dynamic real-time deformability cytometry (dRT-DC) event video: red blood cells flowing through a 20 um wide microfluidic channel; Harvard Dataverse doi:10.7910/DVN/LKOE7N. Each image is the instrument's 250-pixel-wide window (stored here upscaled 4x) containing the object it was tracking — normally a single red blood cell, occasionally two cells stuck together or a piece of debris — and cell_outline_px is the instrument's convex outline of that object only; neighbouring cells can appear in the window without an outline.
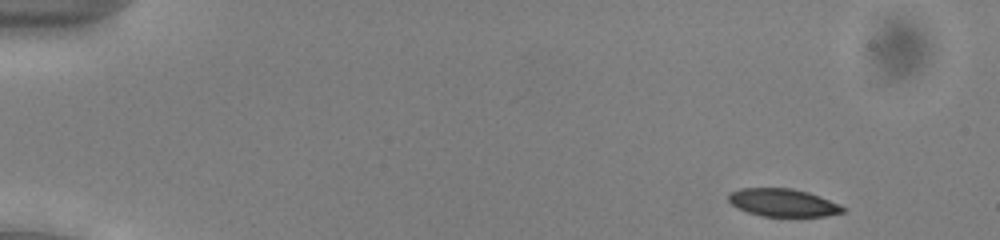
{"species": "common noctule bat (a hibernating species)", "species_latin": "Nyctalus noctula", "temperature_condition": "cold", "stored_images_in_passage": 48, "camera_frame_rate_fps": 3000, "um_per_image_px": 0.085, "animal": {"sex": "male", "body_mass_g": 13.0, "forearm_length_mm": 53.1}, "frame": {"image": 1, "passage_image": 1, "time_ms": 0.0, "image_size_px": [1000, 240], "cell_outline_px": [[848, 208], [844, 212], [828, 216], [764, 216], [748, 212], [736, 208], [728, 200], [728, 192], [740, 188], [792, 188], [808, 192], [820, 196], [840, 204]], "centroid_in_image_um": [66.57, 17.22], "position_along_channel_um": 18.4, "area_um2": 18.73}}
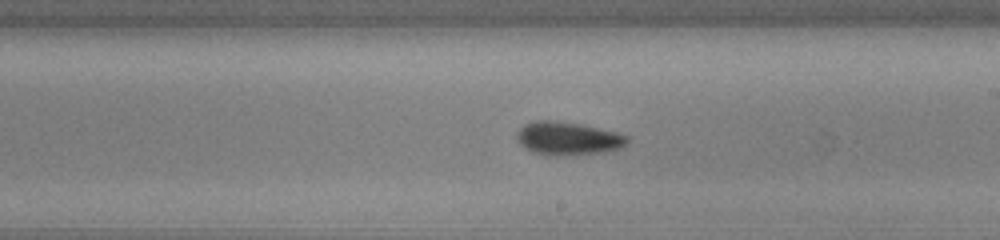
{"frame": {"image": 2, "passage_image": 27, "time_ms": 8.667, "image_size_px": [1000, 240], "cell_outline_px": [[628, 140], [620, 148], [604, 152], [556, 156], [548, 156], [532, 152], [524, 148], [516, 140], [516, 132], [524, 124], [536, 120], [552, 120], [576, 124], [616, 132], [628, 136]], "centroid_in_image_um": [48.19, 11.78], "position_along_channel_um": 240.8, "area_um2": 21.27}}
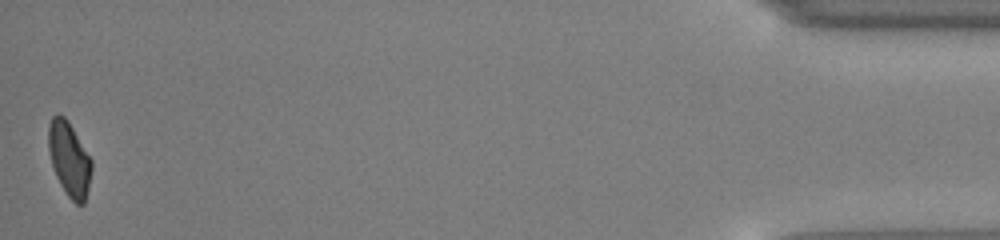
{"frame": {"image": 3, "passage_image": 48, "time_ms": 15.667, "image_size_px": [1000, 240], "cell_outline_px": [[92, 168], [88, 188], [84, 204], [76, 204], [68, 196], [60, 184], [56, 176], [52, 164], [48, 148], [48, 124], [52, 116], [64, 116], [68, 120], [92, 160]], "centroid_in_image_um": [5.88, 13.52], "position_along_channel_um": 429.3, "area_um2": 18.55}, "authors_computed_cell_mechanics": {"area_um2": 19.9699, "velocity_mm_per_s": 3.9336, "shape_relaxation_time_tau1_ms": 2.9773, "shape_relaxation_time_tau2_ms": 5.0989, "deformation_change_tau1": 0.1, "deformation_change_tau2": 0.1153}}